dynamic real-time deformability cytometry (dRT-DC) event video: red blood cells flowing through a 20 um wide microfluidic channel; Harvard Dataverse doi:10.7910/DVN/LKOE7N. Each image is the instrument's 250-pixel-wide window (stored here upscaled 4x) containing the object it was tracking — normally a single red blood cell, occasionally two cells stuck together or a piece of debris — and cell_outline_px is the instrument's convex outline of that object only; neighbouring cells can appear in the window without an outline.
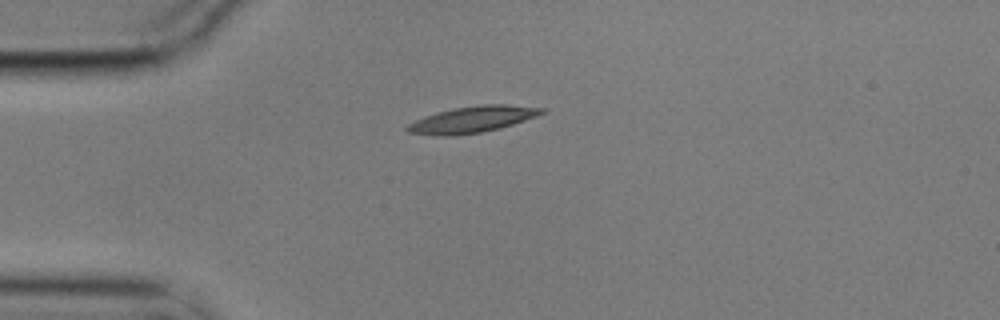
{"species": "common noctule bat (a hibernating species)", "species_latin": "Nyctalus noctula", "temperature_condition": "cold", "stored_images_in_passage": 1, "camera_frame_rate_fps": 3000, "um_per_image_px": 0.085, "animal": {"sex": "male", "body_mass_g": 17.9}, "frame": {"image": 1, "passage_image": 1, "time_ms": 0.0, "image_size_px": [1000, 320], "cell_outline_px": [[548, 108], [544, 112], [536, 116], [500, 128], [480, 132], [452, 136], [436, 136], [408, 132], [404, 128], [408, 124], [424, 116], [436, 112], [452, 108], [480, 104], [504, 104]], "centroid_in_image_um": [40.12, 10.14], "position_along_channel_um": 44.9, "area_um2": 20.69}}